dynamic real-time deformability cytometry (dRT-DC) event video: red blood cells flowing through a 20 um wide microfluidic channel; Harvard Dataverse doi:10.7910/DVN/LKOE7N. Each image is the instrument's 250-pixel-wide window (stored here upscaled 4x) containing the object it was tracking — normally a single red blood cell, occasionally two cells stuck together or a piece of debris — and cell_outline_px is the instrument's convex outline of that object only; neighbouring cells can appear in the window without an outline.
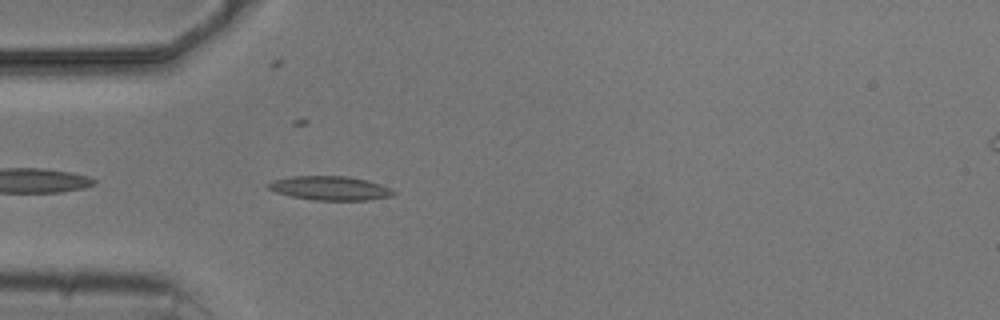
{"species": "common noctule bat (a hibernating species)", "species_latin": "Nyctalus noctula", "temperature_condition": "cold", "stored_images_in_passage": 5, "camera_frame_rate_fps": 3000, "um_per_image_px": 0.085, "animal": {"sex": "male", "body_mass_g": 20.5, "forearm_length_mm": 52.5}, "frame": {"image": 1, "passage_image": 5, "time_ms": 4.667, "image_size_px": [1000, 320], "cell_outline_px": [[396, 192], [392, 196], [368, 200], [316, 200], [292, 196], [276, 192], [268, 188], [264, 184], [272, 180], [292, 176], [348, 176], [368, 180], [380, 184]], "centroid_in_image_um": [28.03, 15.98], "position_along_channel_um": 57.0, "area_um2": 17.51}}